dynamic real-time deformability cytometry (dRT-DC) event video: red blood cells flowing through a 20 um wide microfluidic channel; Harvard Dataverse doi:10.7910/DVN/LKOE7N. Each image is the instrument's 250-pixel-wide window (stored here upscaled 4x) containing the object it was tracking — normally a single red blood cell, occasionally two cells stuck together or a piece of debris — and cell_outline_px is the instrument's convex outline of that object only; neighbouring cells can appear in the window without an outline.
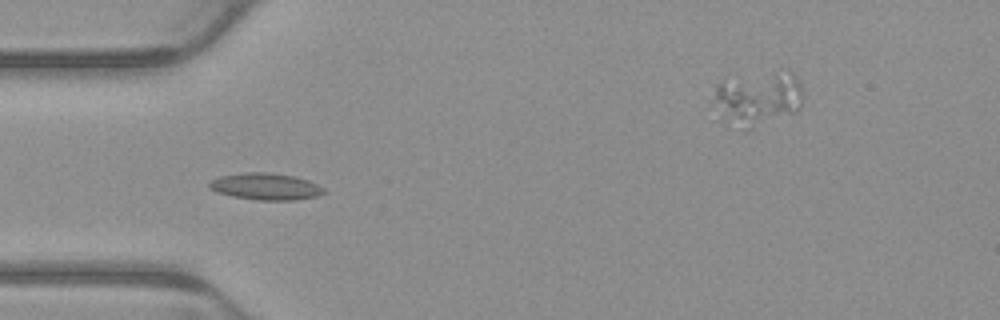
{"species": "common noctule bat (a hibernating species)", "species_latin": "Nyctalus noctula", "temperature_condition": "warm", "stored_images_in_passage": 6, "camera_frame_rate_fps": 3000, "um_per_image_px": 0.085, "animal": {"sex": "male", "body_mass_g": 23.1, "forearm_length_mm": 52.7}, "frame": {"image": 1, "passage_image": 5, "time_ms": 1.333, "image_size_px": [1000, 320], "cell_outline_px": [[328, 192], [316, 196], [296, 200], [256, 200], [232, 196], [216, 192], [208, 188], [208, 184], [212, 180], [220, 176], [244, 172], [268, 172], [296, 176], [308, 180], [324, 188]], "centroid_in_image_um": [22.58, 15.85], "position_along_channel_um": 62.4, "area_um2": 18.03}}
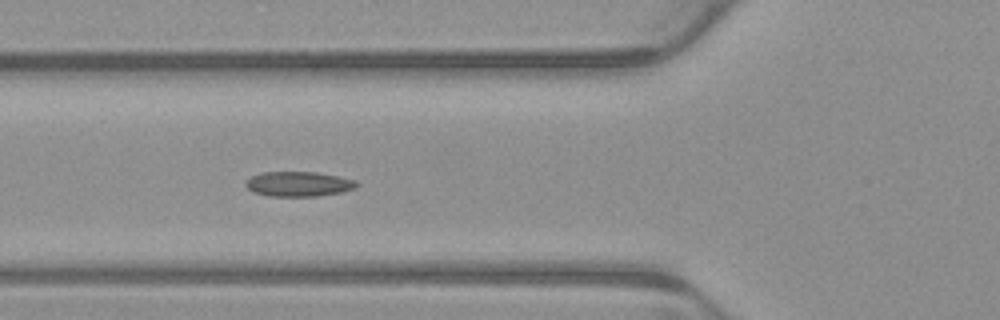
{"frame": {"image": 2, "passage_image": 6, "time_ms": 1.667, "image_size_px": [1000, 320], "cell_outline_px": [[360, 184], [356, 188], [340, 192], [316, 196], [268, 196], [252, 192], [244, 184], [244, 180], [260, 172], [316, 172], [356, 180]], "centroid_in_image_um": [25.34, 15.64], "position_along_channel_um": 100.5, "area_um2": 16.18}}